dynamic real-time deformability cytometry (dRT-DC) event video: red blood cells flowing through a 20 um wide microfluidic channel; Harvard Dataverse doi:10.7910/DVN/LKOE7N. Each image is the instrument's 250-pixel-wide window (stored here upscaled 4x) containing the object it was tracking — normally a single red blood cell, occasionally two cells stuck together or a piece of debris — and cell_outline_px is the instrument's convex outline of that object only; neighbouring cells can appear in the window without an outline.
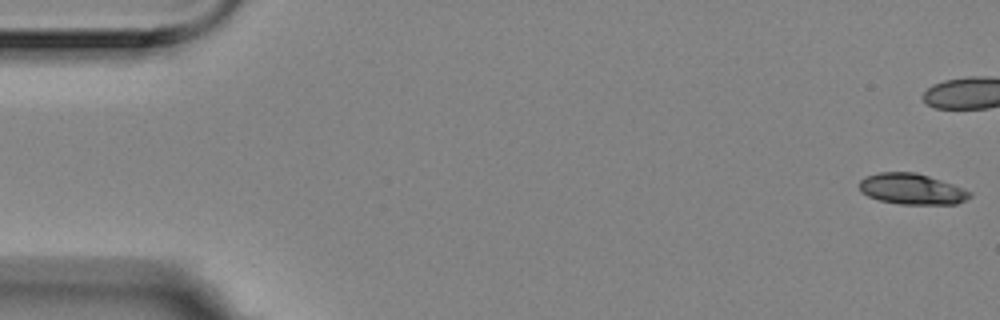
{"species": "Egyptian fruit bat (a non-hibernating species)", "species_latin": "Rousettus aegyptiacus", "temperature_condition": "room temperature", "stored_images_in_passage": 6, "camera_frame_rate_fps": 3000, "um_per_image_px": 0.085, "animal": {"sex": "female"}, "frame": {"image": 1, "passage_image": 1, "time_ms": 0.0, "image_size_px": [1000, 320], "cell_outline_px": [[972, 196], [956, 204], [900, 204], [880, 200], [868, 196], [860, 192], [860, 180], [864, 176], [880, 172], [916, 172], [964, 188], [972, 192]], "centroid_in_image_um": [77.49, 16.06], "position_along_channel_um": 7.5, "area_um2": 19.83}}
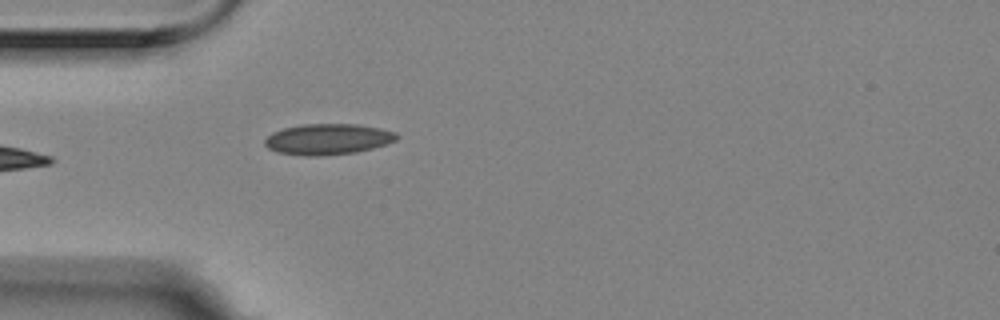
{"frame": {"image": 2, "passage_image": 6, "time_ms": 1.667, "image_size_px": [1000, 320], "cell_outline_px": [[400, 136], [396, 140], [388, 144], [356, 152], [320, 156], [304, 156], [276, 152], [268, 148], [264, 144], [264, 140], [272, 132], [284, 128], [304, 124], [356, 124], [380, 128], [396, 132]], "centroid_in_image_um": [27.88, 11.83], "position_along_channel_um": 57.1, "area_um2": 23.87}}